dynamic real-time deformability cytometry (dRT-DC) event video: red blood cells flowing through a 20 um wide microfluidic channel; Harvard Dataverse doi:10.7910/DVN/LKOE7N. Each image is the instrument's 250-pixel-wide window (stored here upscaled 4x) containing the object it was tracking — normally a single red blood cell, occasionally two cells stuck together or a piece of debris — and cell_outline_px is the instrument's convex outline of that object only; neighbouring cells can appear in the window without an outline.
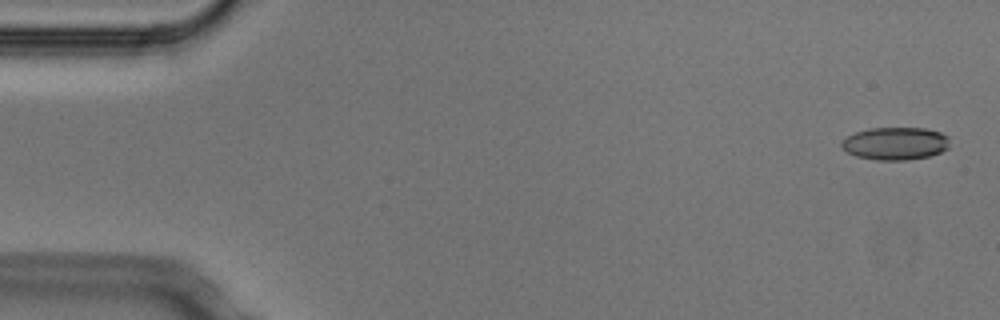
{"species": "Egyptian fruit bat (a non-hibernating species)", "species_latin": "Rousettus aegyptiacus", "temperature_condition": "cold", "stored_images_in_passage": 6, "camera_frame_rate_fps": 3000, "um_per_image_px": 0.085, "animal": {"sex": "male"}, "frame": {"image": 1, "passage_image": 1, "time_ms": 0.0, "image_size_px": [1000, 320], "cell_outline_px": [[948, 148], [940, 152], [928, 156], [908, 160], [876, 160], [856, 156], [840, 148], [840, 144], [848, 136], [856, 132], [868, 128], [924, 128], [940, 132], [948, 136]], "centroid_in_image_um": [76.09, 12.2], "position_along_channel_um": 8.9, "area_um2": 20.58}}
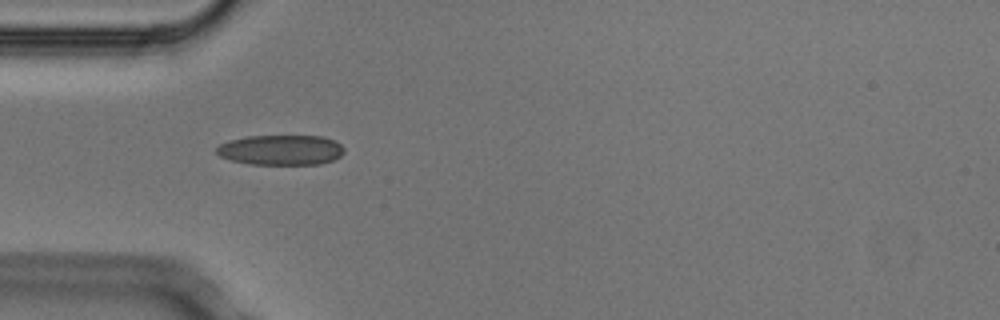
{"frame": {"image": 2, "passage_image": 5, "time_ms": 1.333, "image_size_px": [1000, 320], "cell_outline_px": [[344, 152], [340, 156], [332, 160], [320, 164], [252, 164], [232, 160], [220, 156], [216, 152], [216, 148], [220, 144], [228, 140], [248, 136], [324, 136], [340, 144], [344, 148]], "centroid_in_image_um": [23.88, 12.74], "position_along_channel_um": 61.1, "area_um2": 22.31}}
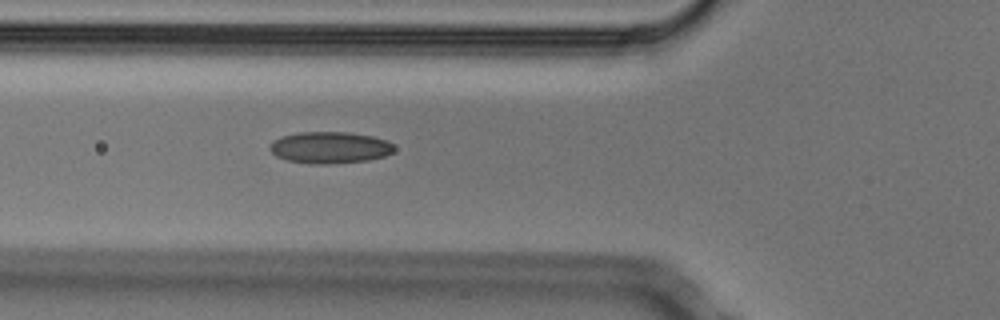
{"frame": {"image": 3, "passage_image": 6, "time_ms": 1.667, "image_size_px": [1000, 320], "cell_outline_px": [[396, 148], [392, 152], [384, 156], [368, 160], [324, 164], [316, 164], [288, 160], [276, 156], [268, 148], [272, 140], [280, 136], [296, 132], [348, 132], [372, 136], [388, 140]], "centroid_in_image_um": [28.02, 12.52], "position_along_channel_um": 97.8, "area_um2": 23.0}}